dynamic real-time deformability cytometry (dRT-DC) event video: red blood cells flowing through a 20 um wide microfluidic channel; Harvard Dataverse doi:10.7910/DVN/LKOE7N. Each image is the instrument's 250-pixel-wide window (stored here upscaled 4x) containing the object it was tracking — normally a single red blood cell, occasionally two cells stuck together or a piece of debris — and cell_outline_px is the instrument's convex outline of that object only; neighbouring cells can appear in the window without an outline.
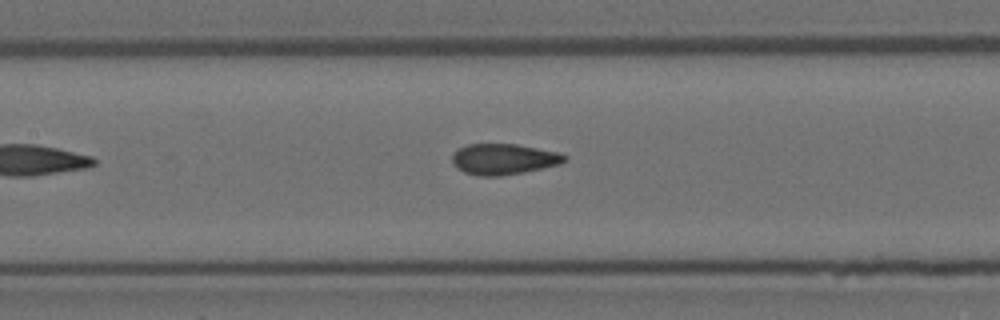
{"species": "Egyptian fruit bat (a non-hibernating species)", "species_latin": "Rousettus aegyptiacus", "temperature_condition": "room temperature", "stored_images_in_passage": 7, "camera_frame_rate_fps": 3000, "um_per_image_px": 0.085, "animal": {"sex": "female"}, "frame": {"image": 1, "passage_image": 7, "time_ms": 2.0, "image_size_px": [1000, 320], "cell_outline_px": [[568, 160], [560, 164], [524, 172], [500, 176], [476, 176], [464, 172], [456, 168], [452, 160], [452, 156], [456, 148], [468, 144], [516, 144], [560, 152], [568, 156]], "centroid_in_image_um": [42.81, 13.52], "position_along_channel_um": 164.6, "area_um2": 20.46}}